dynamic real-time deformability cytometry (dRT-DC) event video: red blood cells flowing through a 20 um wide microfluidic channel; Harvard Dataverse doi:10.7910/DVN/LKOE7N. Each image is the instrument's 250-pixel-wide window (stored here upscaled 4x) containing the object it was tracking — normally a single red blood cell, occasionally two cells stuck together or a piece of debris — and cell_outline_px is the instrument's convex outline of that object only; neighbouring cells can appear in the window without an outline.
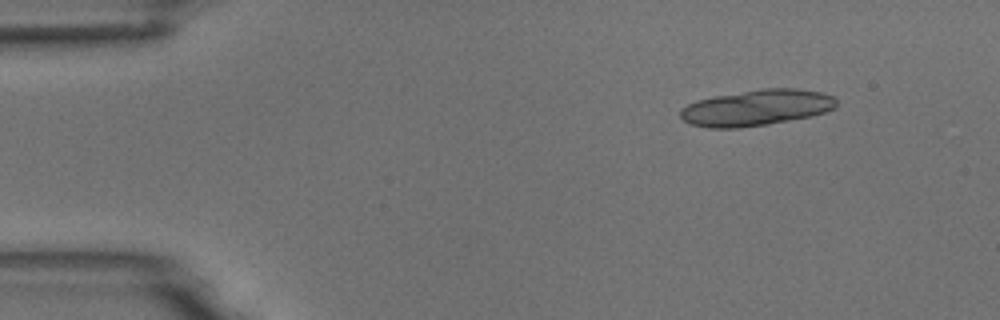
{"species": "common noctule bat (a hibernating species)", "species_latin": "Nyctalus noctula", "temperature_condition": "room temperature", "stored_images_in_passage": 3, "camera_frame_rate_fps": 3000, "um_per_image_px": 0.085, "animal": {"sex": "male", "body_mass_g": 18.8}, "frame": {"image": 1, "passage_image": 1, "time_ms": 0.0, "image_size_px": [1000, 320], "cell_outline_px": [[836, 108], [812, 116], [768, 124], [740, 128], [708, 128], [688, 124], [680, 116], [680, 108], [696, 100], [716, 96], [760, 88], [796, 88], [820, 92], [832, 96], [836, 100]], "centroid_in_image_um": [64.28, 9.16], "position_along_channel_um": 20.7, "area_um2": 32.89}}